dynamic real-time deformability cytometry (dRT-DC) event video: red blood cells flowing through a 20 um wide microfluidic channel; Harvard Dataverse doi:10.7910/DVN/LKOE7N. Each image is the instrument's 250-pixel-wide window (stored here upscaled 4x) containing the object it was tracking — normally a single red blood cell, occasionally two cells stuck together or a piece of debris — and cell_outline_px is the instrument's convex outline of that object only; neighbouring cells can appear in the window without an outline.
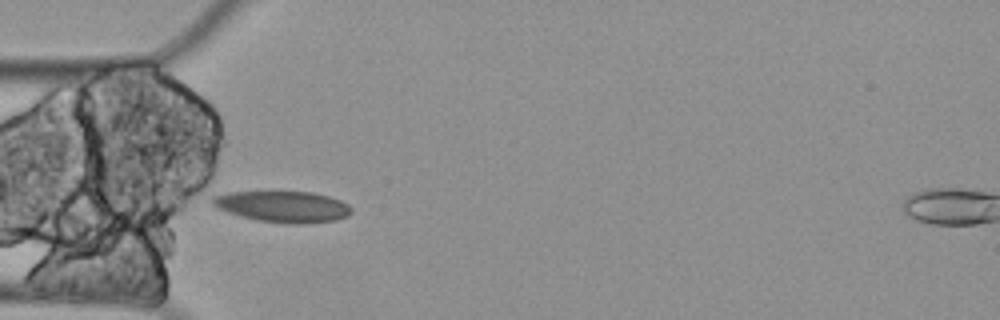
{"species": "Egyptian fruit bat (a non-hibernating species)", "species_latin": "Rousettus aegyptiacus", "temperature_condition": "cold", "stored_images_in_passage": 8, "camera_frame_rate_fps": 3000, "um_per_image_px": 0.085, "animal": {"sex": "female"}, "frame": {"image": 1, "passage_image": 5, "time_ms": 1.333, "image_size_px": [1000, 320], "cell_outline_px": [[352, 212], [348, 216], [336, 220], [256, 220], [240, 216], [216, 208], [212, 204], [212, 196], [228, 192], [312, 192], [328, 196], [340, 200], [348, 204], [352, 208]], "centroid_in_image_um": [23.99, 17.5], "position_along_channel_um": 61.0, "area_um2": 23.99}}
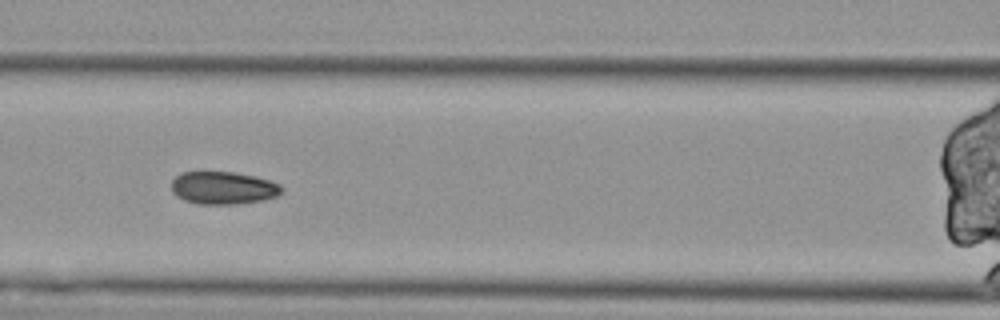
{"frame": {"image": 2, "passage_image": 7, "time_ms": 2.0, "image_size_px": [1000, 320], "cell_outline_px": [[284, 188], [276, 196], [264, 200], [236, 204], [200, 204], [184, 200], [176, 196], [172, 192], [172, 180], [180, 172], [232, 172], [252, 176], [268, 180], [280, 184]], "centroid_in_image_um": [18.95, 15.98], "position_along_channel_um": 147.6, "area_um2": 20.92}}
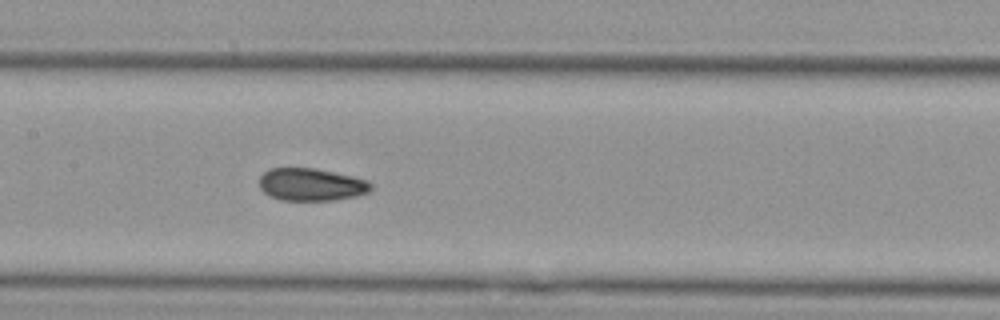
{"frame": {"image": 3, "passage_image": 8, "time_ms": 2.333, "image_size_px": [1000, 320], "cell_outline_px": [[372, 188], [368, 192], [356, 196], [332, 200], [280, 200], [264, 192], [260, 188], [260, 176], [268, 168], [316, 168], [352, 176], [368, 180], [372, 184]], "centroid_in_image_um": [26.46, 15.68], "position_along_channel_um": 180.9, "area_um2": 21.15}}